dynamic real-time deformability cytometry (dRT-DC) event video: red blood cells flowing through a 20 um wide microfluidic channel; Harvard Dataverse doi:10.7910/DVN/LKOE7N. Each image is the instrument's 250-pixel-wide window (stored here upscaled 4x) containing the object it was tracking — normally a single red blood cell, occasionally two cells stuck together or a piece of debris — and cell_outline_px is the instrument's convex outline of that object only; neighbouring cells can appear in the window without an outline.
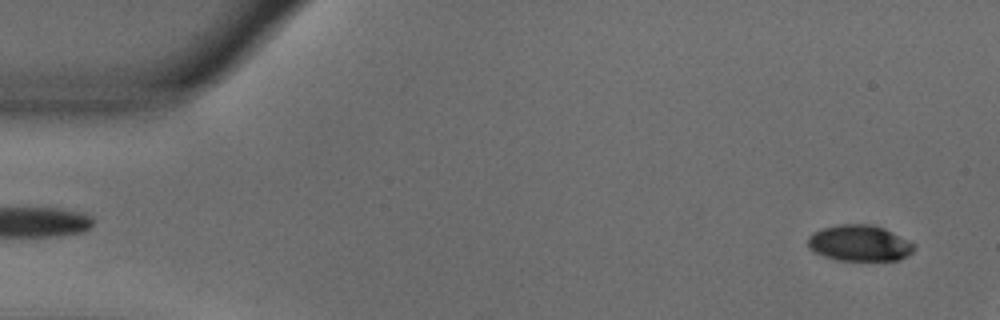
{"species": "common noctule bat (a hibernating species)", "species_latin": "Nyctalus noctula", "temperature_condition": "warm", "stored_images_in_passage": 13, "camera_frame_rate_fps": 3000, "um_per_image_px": 0.085, "animal": {"sex": "male", "body_mass_g": 18.8}, "frame": {"image": 1, "passage_image": 3, "time_ms": 0.667, "image_size_px": [1000, 320], "cell_outline_px": [[916, 248], [908, 256], [900, 260], [836, 260], [824, 256], [808, 248], [808, 236], [812, 232], [824, 228], [840, 224], [872, 224], [884, 228], [916, 244]], "centroid_in_image_um": [73.08, 20.67], "position_along_channel_um": 11.9, "area_um2": 22.43}}